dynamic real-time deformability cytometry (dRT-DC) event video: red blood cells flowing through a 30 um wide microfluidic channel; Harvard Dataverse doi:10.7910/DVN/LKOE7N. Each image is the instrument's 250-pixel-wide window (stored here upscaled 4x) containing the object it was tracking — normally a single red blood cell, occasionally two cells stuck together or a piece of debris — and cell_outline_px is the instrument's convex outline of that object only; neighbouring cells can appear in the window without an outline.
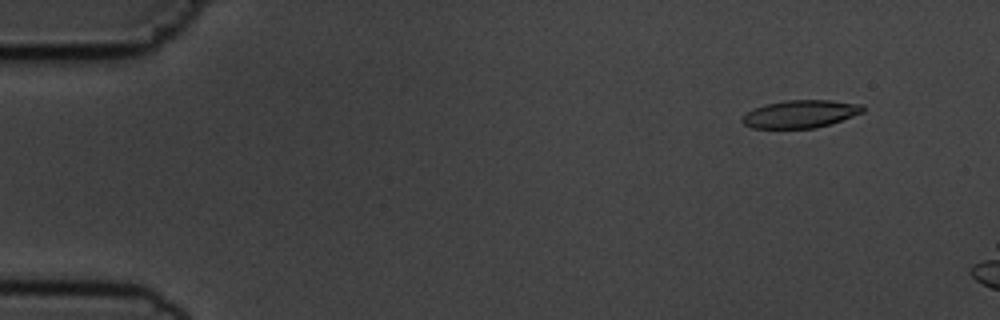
{"species": "common noctule bat (a hibernating species)", "species_latin": "Nyctalus noctula", "temperature_condition": "cold", "stored_images_in_passage": 15, "camera_frame_rate_fps": 3000, "um_per_image_px": 0.085, "animal": {"sex": "male", "body_mass_g": 19.5, "forearm_length_mm": 54.6}, "frame": {"image": 1, "passage_image": 5, "time_ms": 1.333, "image_size_px": [1000, 320], "cell_outline_px": [[864, 112], [816, 128], [752, 128], [744, 124], [740, 120], [752, 108], [764, 104], [784, 100], [828, 100], [864, 104]], "centroid_in_image_um": [68.02, 9.67], "position_along_channel_um": 17.0, "area_um2": 19.48}}